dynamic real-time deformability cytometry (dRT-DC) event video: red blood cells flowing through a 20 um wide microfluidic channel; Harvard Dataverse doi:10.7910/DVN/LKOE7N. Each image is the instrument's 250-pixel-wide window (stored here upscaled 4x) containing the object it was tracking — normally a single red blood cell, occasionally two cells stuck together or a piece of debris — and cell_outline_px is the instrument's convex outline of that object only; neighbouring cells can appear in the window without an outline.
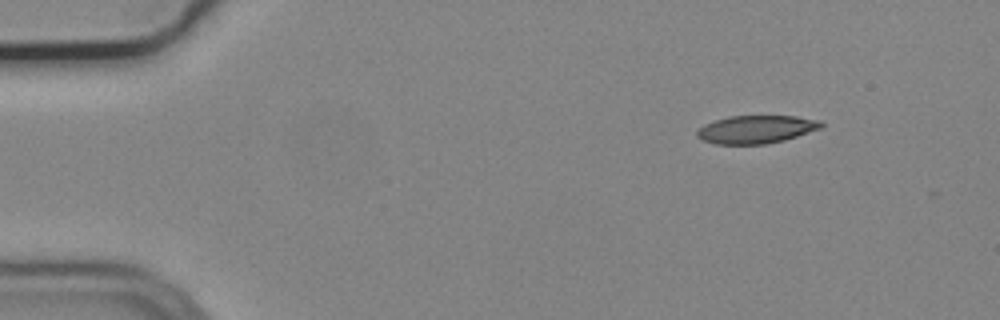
{"species": "common noctule bat (a hibernating species)", "species_latin": "Nyctalus noctula", "temperature_condition": "cold", "stored_images_in_passage": 4, "camera_frame_rate_fps": 3000, "um_per_image_px": 0.085, "animal": {"sex": "male", "body_mass_g": 19.2, "forearm_length_mm": 51.8}, "frame": {"image": 1, "passage_image": 1, "time_ms": 0.0, "image_size_px": [1000, 320], "cell_outline_px": [[824, 124], [820, 128], [784, 140], [768, 144], [716, 144], [704, 140], [696, 136], [696, 132], [704, 124], [728, 116], [796, 116], [820, 120]], "centroid_in_image_um": [64.27, 10.99], "position_along_channel_um": 20.7, "area_um2": 20.11}}
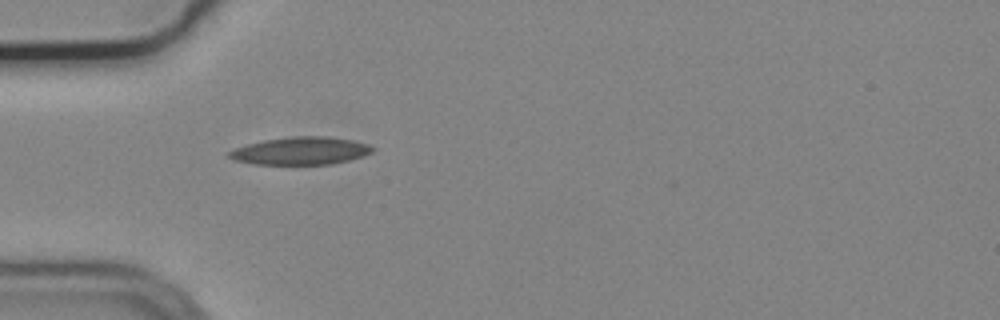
{"frame": {"image": 2, "passage_image": 4, "time_ms": 1.0, "image_size_px": [1000, 320], "cell_outline_px": [[376, 148], [372, 152], [364, 156], [332, 164], [256, 164], [236, 160], [228, 156], [228, 152], [236, 148], [248, 144], [264, 140], [292, 136], [328, 136], [352, 140], [368, 144]], "centroid_in_image_um": [25.61, 12.81], "position_along_channel_um": 59.4, "area_um2": 23.0}}